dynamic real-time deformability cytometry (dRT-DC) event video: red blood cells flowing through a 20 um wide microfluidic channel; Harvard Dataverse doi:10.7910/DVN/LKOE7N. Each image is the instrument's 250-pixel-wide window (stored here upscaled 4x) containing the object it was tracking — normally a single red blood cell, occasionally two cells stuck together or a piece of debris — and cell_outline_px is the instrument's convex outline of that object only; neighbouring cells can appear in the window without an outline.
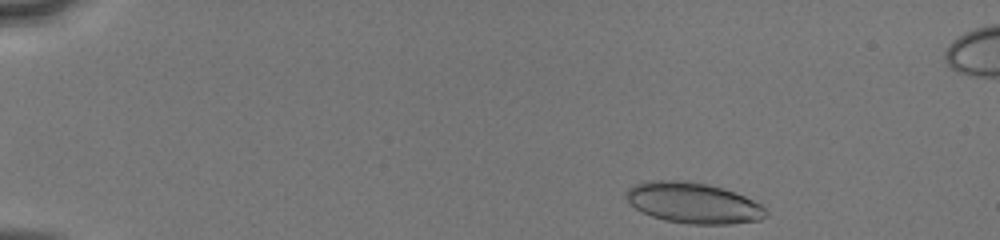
{"species": "human", "species_latin": "Homo sapiens", "temperature_condition": "cold", "stored_images_in_passage": 44, "camera_frame_rate_fps": 3000, "um_per_image_px": 0.085, "donor": {"sex": "male"}, "frame": {"image": 1, "passage_image": 1, "time_ms": 0.0, "image_size_px": [1000, 240], "cell_outline_px": [[768, 216], [760, 220], [732, 224], [688, 224], [664, 220], [652, 216], [636, 208], [624, 196], [624, 192], [628, 188], [644, 180], [684, 180], [708, 184], [724, 188], [744, 196], [760, 204], [768, 212]], "centroid_in_image_um": [58.92, 17.24], "position_along_channel_um": 26.1, "area_um2": 33.41}}
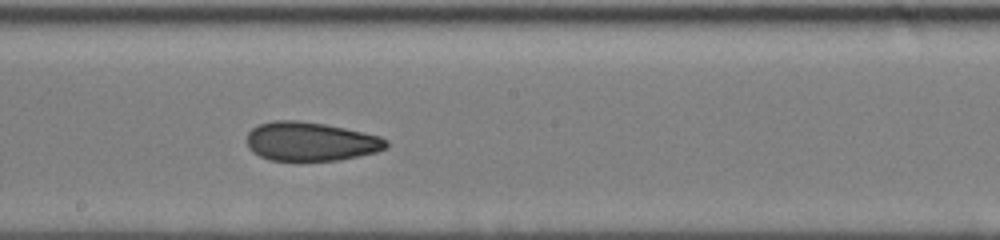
{"frame": {"image": 2, "passage_image": 23, "time_ms": 7.333, "image_size_px": [1000, 240], "cell_outline_px": [[388, 148], [376, 152], [360, 156], [340, 160], [268, 160], [252, 152], [248, 148], [248, 132], [252, 128], [260, 124], [272, 120], [296, 120], [324, 124], [364, 132], [380, 136], [388, 140]], "centroid_in_image_um": [26.42, 12.03], "position_along_channel_um": 221.8, "area_um2": 31.67}}
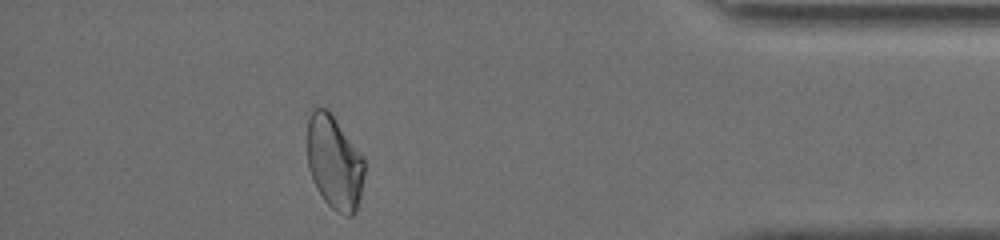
{"frame": {"image": 3, "passage_image": 39, "time_ms": 12.667, "image_size_px": [1000, 240], "cell_outline_px": [[364, 176], [360, 196], [356, 212], [352, 216], [348, 216], [336, 212], [324, 200], [316, 188], [312, 180], [308, 168], [308, 116], [316, 108], [328, 108], [332, 112], [364, 160]], "centroid_in_image_um": [28.41, 13.82], "position_along_channel_um": 406.8, "area_um2": 31.21}, "authors_computed_cell_mechanics": {"area_um2": 32.2524, "velocity_mm_per_s": 4.1029, "shape_relaxation_time_tau1_ms": null, "shape_relaxation_time_tau2_ms": 2.2769, "deformation_change_tau1": null, "deformation_change_tau2": 0.089}}